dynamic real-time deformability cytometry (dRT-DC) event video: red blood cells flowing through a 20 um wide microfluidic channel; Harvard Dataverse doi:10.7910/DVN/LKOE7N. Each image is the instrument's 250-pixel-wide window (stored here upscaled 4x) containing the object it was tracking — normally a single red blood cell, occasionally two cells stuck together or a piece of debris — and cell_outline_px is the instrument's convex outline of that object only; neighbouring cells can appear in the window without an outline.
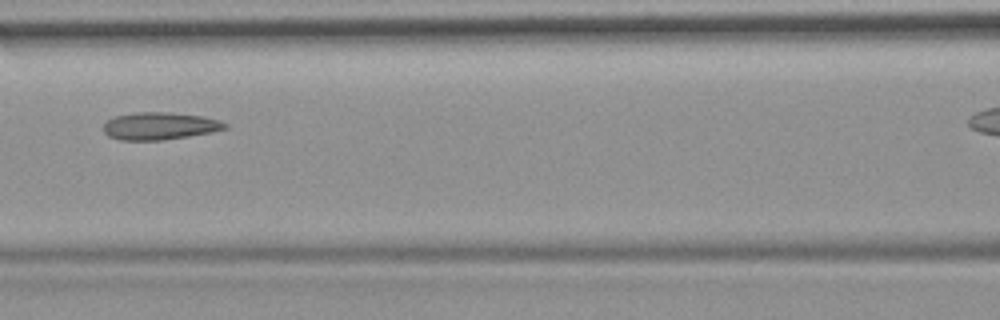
{"species": "common noctule bat (a hibernating species)", "species_latin": "Nyctalus noctula", "temperature_condition": "room temperature", "stored_images_in_passage": 7, "camera_frame_rate_fps": 3000, "um_per_image_px": 0.085, "animal": {"sex": "female", "body_mass_g": 19.9}, "frame": {"image": 1, "passage_image": 3, "time_ms": 2.333, "image_size_px": [1000, 320], "cell_outline_px": [[228, 128], [212, 132], [164, 140], [120, 140], [108, 136], [104, 132], [104, 124], [108, 120], [116, 116], [136, 112], [168, 112], [200, 116], [220, 120], [228, 124]], "centroid_in_image_um": [13.58, 10.71], "position_along_channel_um": 153.0, "area_um2": 19.36}}
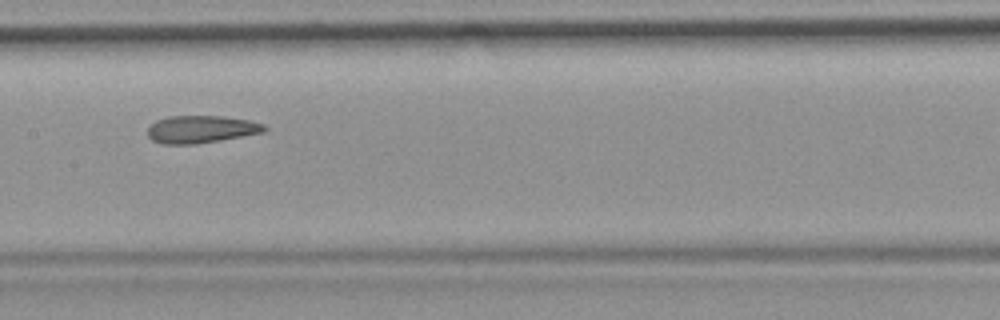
{"frame": {"image": 2, "passage_image": 4, "time_ms": 3.333, "image_size_px": [1000, 320], "cell_outline_px": [[268, 128], [264, 132], [220, 140], [196, 144], [160, 144], [152, 140], [148, 136], [148, 128], [156, 120], [168, 116], [220, 116], [248, 120], [264, 124]], "centroid_in_image_um": [17.07, 10.99], "position_along_channel_um": 190.3, "area_um2": 18.67}}